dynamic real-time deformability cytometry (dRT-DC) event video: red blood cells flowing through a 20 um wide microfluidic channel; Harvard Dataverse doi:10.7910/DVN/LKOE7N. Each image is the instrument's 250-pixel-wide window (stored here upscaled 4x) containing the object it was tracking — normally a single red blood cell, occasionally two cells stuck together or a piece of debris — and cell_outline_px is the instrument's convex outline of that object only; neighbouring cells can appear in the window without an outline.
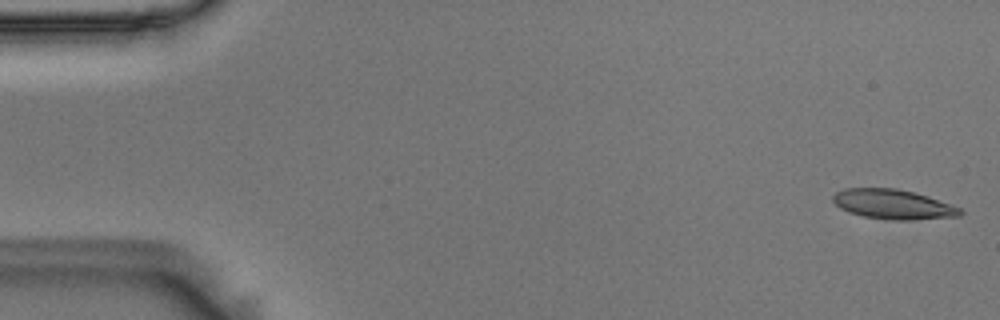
{"species": "Egyptian fruit bat (a non-hibernating species)", "species_latin": "Rousettus aegyptiacus", "temperature_condition": "room temperature", "stored_images_in_passage": 55, "camera_frame_rate_fps": 3000, "um_per_image_px": 0.085, "animal": {"sex": "male"}, "frame": {"image": 1, "passage_image": 1, "time_ms": 0.0, "image_size_px": [1000, 320], "cell_outline_px": [[964, 212], [960, 216], [908, 220], [892, 220], [864, 216], [848, 212], [840, 208], [832, 200], [832, 196], [836, 192], [844, 188], [896, 188], [916, 192], [928, 196], [960, 208]], "centroid_in_image_um": [75.9, 17.36], "position_along_channel_um": 9.1, "area_um2": 22.02}}